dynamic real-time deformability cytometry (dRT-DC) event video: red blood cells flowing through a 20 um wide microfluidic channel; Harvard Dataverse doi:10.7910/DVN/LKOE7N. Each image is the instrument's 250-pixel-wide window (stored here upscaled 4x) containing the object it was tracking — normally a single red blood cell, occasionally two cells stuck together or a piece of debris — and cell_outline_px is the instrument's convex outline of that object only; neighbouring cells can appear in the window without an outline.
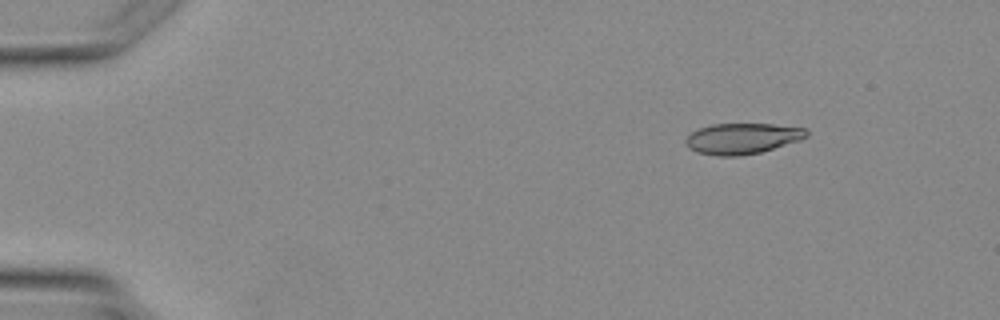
{"species": "Egyptian fruit bat (a non-hibernating species)", "species_latin": "Rousettus aegyptiacus", "temperature_condition": "warm", "stored_images_in_passage": 4, "camera_frame_rate_fps": 3000, "um_per_image_px": 0.085, "animal": {"sex": "female"}, "frame": {"image": 1, "passage_image": 2, "time_ms": 1.0, "image_size_px": [1000, 320], "cell_outline_px": [[808, 136], [800, 140], [760, 152], [740, 156], [720, 156], [696, 152], [688, 148], [684, 140], [692, 132], [700, 128], [712, 124], [772, 124], [808, 128]], "centroid_in_image_um": [63.1, 11.77], "position_along_channel_um": 21.9, "area_um2": 21.68}}
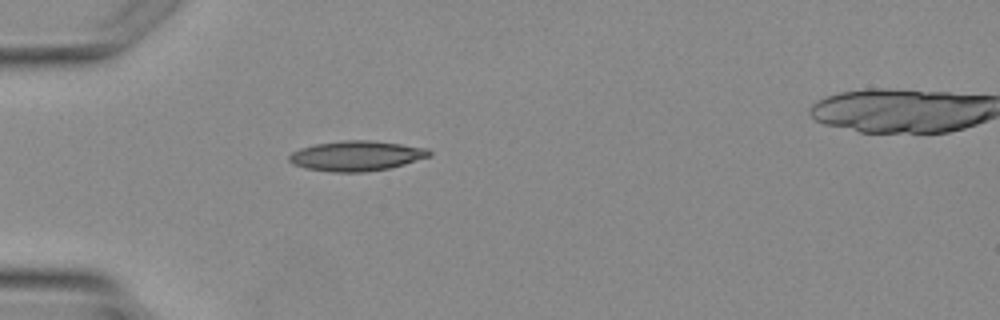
{"frame": {"image": 2, "passage_image": 3, "time_ms": 3.333, "image_size_px": [1000, 320], "cell_outline_px": [[432, 156], [404, 164], [388, 168], [364, 172], [332, 172], [304, 168], [292, 164], [288, 160], [288, 156], [292, 152], [300, 148], [316, 144], [344, 140], [368, 140], [400, 144], [428, 148], [432, 152]], "centroid_in_image_um": [30.29, 13.25], "position_along_channel_um": 54.7, "area_um2": 24.57}}